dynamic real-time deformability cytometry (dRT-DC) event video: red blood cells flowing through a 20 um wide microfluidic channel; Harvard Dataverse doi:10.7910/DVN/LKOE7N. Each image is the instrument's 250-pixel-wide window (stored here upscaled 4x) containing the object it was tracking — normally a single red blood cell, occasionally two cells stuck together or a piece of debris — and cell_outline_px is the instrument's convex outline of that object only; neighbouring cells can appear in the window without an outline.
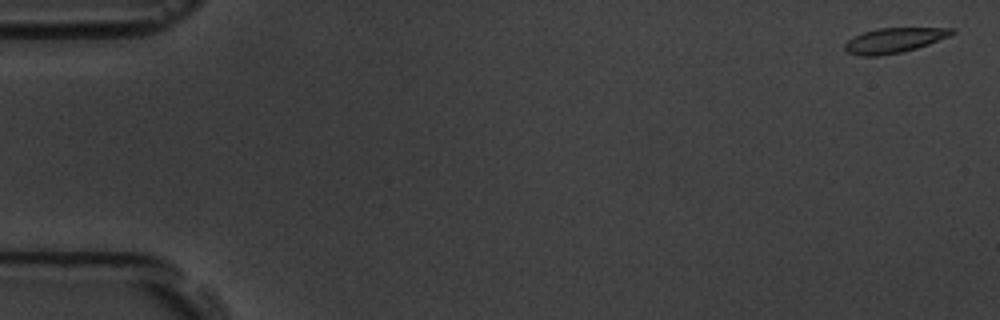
{"species": "common noctule bat (a hibernating species)", "species_latin": "Nyctalus noctula", "temperature_condition": "room temperature", "stored_images_in_passage": 6, "segment_of_instrument_passage": [2, 2], "camera_frame_rate_fps": 3000, "um_per_image_px": 0.085, "animal": {"sex": "male", "body_mass_g": 19.5, "forearm_length_mm": 54.6}, "frame": {"image": 1, "passage_image": 6, "time_ms": 6.667, "image_size_px": [1000, 320], "cell_outline_px": [[956, 32], [952, 36], [916, 48], [900, 52], [876, 56], [860, 56], [848, 52], [844, 48], [844, 44], [852, 36], [876, 28], [956, 28]], "centroid_in_image_um": [76.01, 3.41], "position_along_channel_um": 9.0, "area_um2": 15.61}}